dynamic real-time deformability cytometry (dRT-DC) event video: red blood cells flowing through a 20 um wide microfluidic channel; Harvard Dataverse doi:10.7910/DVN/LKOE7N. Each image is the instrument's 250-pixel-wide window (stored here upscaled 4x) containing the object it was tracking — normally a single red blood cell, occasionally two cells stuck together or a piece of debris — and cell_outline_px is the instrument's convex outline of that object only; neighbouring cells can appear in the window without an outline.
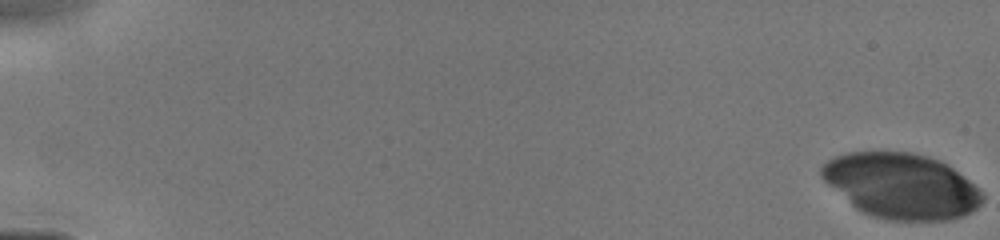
{"species": "human", "species_latin": "Homo sapiens", "temperature_condition": "cold", "stored_images_in_passage": 18, "camera_frame_rate_fps": 3000, "um_per_image_px": 0.085, "donor": {"sex": "male"}, "frame": {"image": 1, "passage_image": 1, "time_ms": 0.0, "image_size_px": [1000, 240], "cell_outline_px": [[984, 200], [972, 212], [964, 216], [948, 220], [888, 220], [872, 216], [860, 212], [828, 184], [820, 176], [820, 168], [828, 160], [836, 156], [848, 152], [912, 152], [928, 156], [940, 160], [948, 164], [968, 180], [984, 196]], "centroid_in_image_um": [76.61, 15.8], "position_along_channel_um": 8.4, "area_um2": 61.04}}